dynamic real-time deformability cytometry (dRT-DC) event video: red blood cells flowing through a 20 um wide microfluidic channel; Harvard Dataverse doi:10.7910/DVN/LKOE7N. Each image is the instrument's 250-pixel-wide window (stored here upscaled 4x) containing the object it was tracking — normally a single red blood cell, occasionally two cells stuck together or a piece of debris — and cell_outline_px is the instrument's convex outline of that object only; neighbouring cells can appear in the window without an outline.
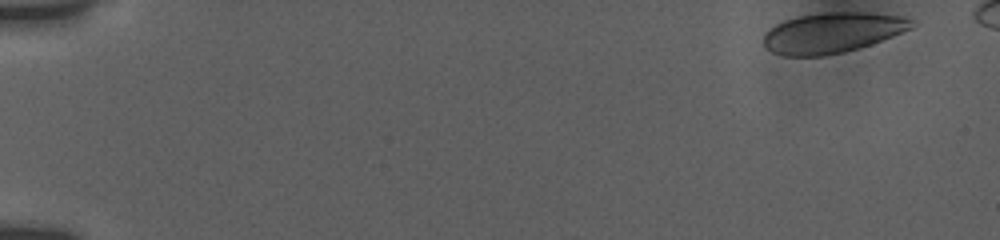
{"species": "human", "species_latin": "Homo sapiens", "temperature_condition": "room temperature", "stored_images_in_passage": 51, "camera_frame_rate_fps": 3000, "um_per_image_px": 0.085, "donor": {"sex": "female"}, "frame": {"image": 1, "passage_image": 1, "time_ms": 0.0, "image_size_px": [1000, 240], "cell_outline_px": [[916, 24], [912, 28], [872, 44], [844, 52], [824, 56], [784, 56], [772, 52], [764, 48], [764, 32], [776, 24], [784, 20], [796, 16], [828, 12], [864, 12], [904, 16], [916, 20]], "centroid_in_image_um": [70.75, 2.78], "position_along_channel_um": 14.2, "area_um2": 35.2}}
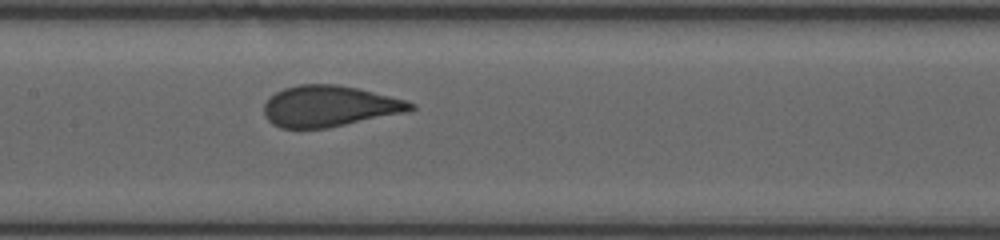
{"frame": {"image": 2, "passage_image": 26, "time_ms": 8.333, "image_size_px": [1000, 240], "cell_outline_px": [[416, 108], [408, 112], [328, 128], [280, 128], [272, 124], [264, 116], [264, 104], [276, 92], [284, 88], [300, 84], [336, 84], [356, 88], [408, 100], [416, 104]], "centroid_in_image_um": [28.03, 9.03], "position_along_channel_um": 179.4, "area_um2": 35.2}}
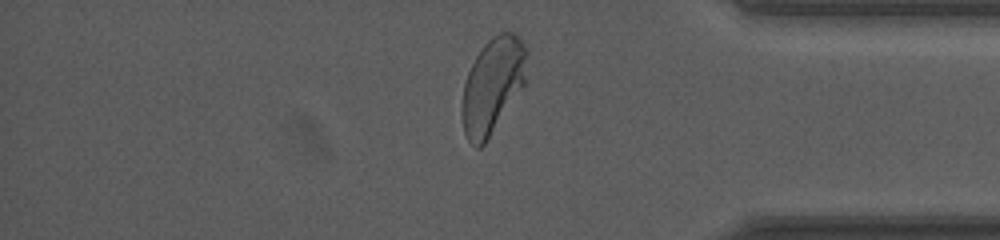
{"frame": {"image": 3, "passage_image": 44, "time_ms": 14.333, "image_size_px": [1000, 240], "cell_outline_px": [[528, 52], [524, 84], [484, 144], [480, 148], [476, 148], [468, 140], [464, 132], [460, 112], [464, 84], [468, 72], [476, 56], [484, 44], [492, 36], [500, 32], [512, 32], [520, 40]], "centroid_in_image_um": [41.84, 7.27], "position_along_channel_um": 393.4, "area_um2": 35.72}}